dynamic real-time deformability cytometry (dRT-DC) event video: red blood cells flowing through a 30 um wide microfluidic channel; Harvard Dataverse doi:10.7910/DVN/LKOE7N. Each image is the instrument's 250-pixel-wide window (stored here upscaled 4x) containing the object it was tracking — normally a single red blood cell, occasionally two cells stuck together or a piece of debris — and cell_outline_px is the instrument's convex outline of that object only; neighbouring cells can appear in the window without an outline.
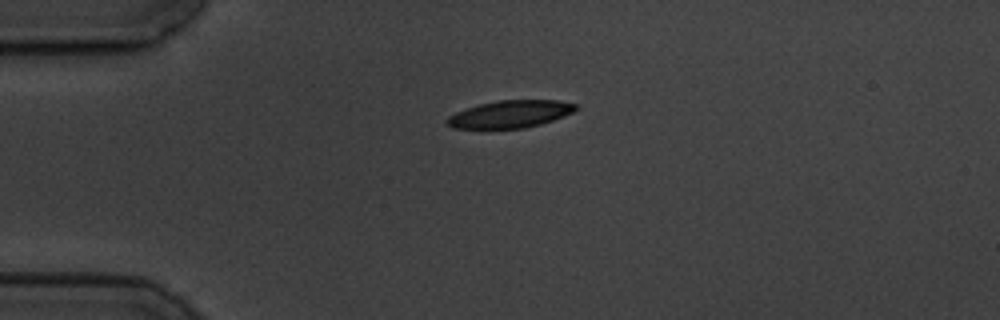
{"species": "common noctule bat (a hibernating species)", "species_latin": "Nyctalus noctula", "temperature_condition": "cold", "stored_images_in_passage": 2, "camera_frame_rate_fps": 3000, "um_per_image_px": 0.085, "animal": {"sex": "male", "body_mass_g": 19.5, "forearm_length_mm": 54.6}, "frame": {"image": 1, "passage_image": 1, "time_ms": 0.0, "image_size_px": [1000, 320], "cell_outline_px": [[580, 108], [572, 112], [552, 120], [540, 124], [524, 128], [452, 128], [444, 120], [448, 116], [456, 112], [480, 104], [496, 100], [560, 100], [580, 104]], "centroid_in_image_um": [43.4, 9.68], "position_along_channel_um": 41.6, "area_um2": 20.52}}